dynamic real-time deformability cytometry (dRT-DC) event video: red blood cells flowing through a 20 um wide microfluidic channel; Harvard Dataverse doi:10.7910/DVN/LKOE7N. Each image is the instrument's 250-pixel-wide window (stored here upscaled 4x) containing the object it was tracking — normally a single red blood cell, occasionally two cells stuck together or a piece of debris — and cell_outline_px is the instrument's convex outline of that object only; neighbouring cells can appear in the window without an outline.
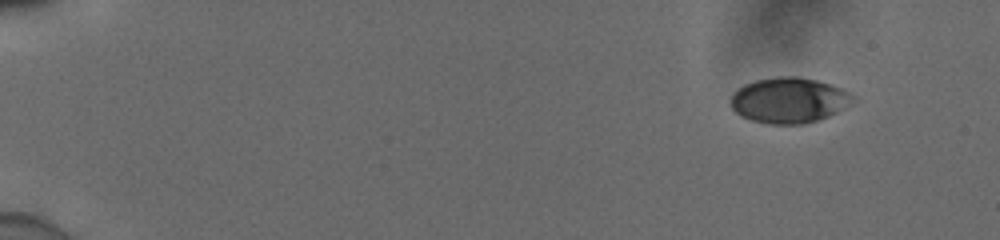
{"species": "human", "species_latin": "Homo sapiens", "temperature_condition": "cold", "stored_images_in_passage": 50, "camera_frame_rate_fps": 3000, "um_per_image_px": 0.085, "donor": {"sex": "male"}, "frame": {"image": 1, "passage_image": 1, "time_ms": 0.0, "image_size_px": [1000, 240], "cell_outline_px": [[860, 100], [828, 116], [804, 124], [768, 124], [752, 120], [740, 116], [732, 108], [732, 92], [744, 84], [756, 80], [780, 76], [796, 76], [816, 80], [840, 88], [856, 96]], "centroid_in_image_um": [67.09, 8.52], "position_along_channel_um": 17.9, "area_um2": 32.48}}
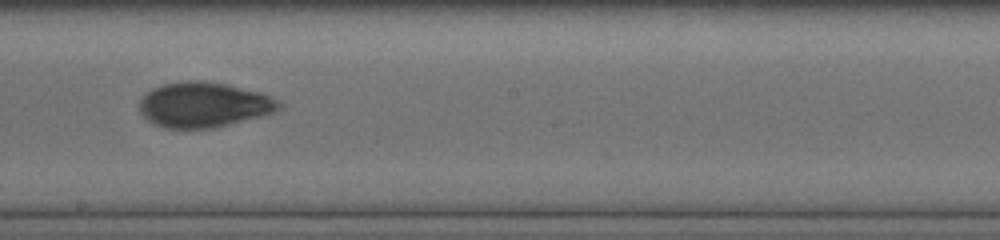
{"frame": {"image": 2, "passage_image": 29, "time_ms": 9.333, "image_size_px": [1000, 240], "cell_outline_px": [[284, 104], [280, 108], [272, 112], [260, 116], [212, 128], [164, 128], [152, 124], [140, 112], [140, 100], [152, 88], [164, 84], [184, 80], [204, 80], [224, 84], [260, 92], [280, 100]], "centroid_in_image_um": [17.31, 8.9], "position_along_channel_um": 230.9, "area_um2": 36.59}}
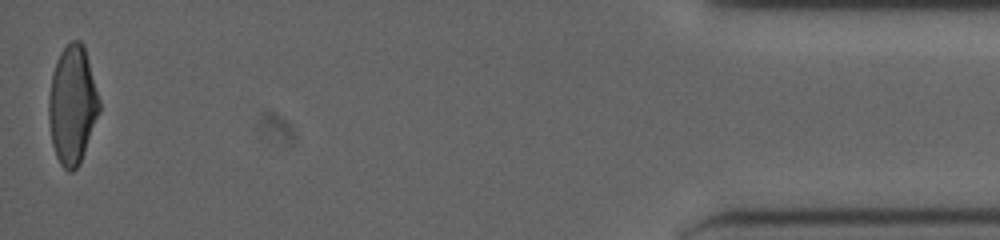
{"frame": {"image": 3, "passage_image": 50, "time_ms": 16.333, "image_size_px": [1000, 240], "cell_outline_px": [[100, 112], [80, 164], [72, 172], [68, 172], [60, 164], [56, 156], [52, 144], [48, 120], [48, 96], [52, 72], [56, 60], [60, 52], [72, 40], [80, 40], [84, 44], [100, 100]], "centroid_in_image_um": [6.15, 8.93], "position_along_channel_um": 429.1, "area_um2": 35.32}, "authors_computed_cell_mechanics": {"area_um2": 35.2002, "velocity_mm_per_s": 3.919, "shape_relaxation_time_tau1_ms": 4.2912, "shape_relaxation_time_tau2_ms": 1.642, "deformation_change_tau1": 0.1658, "deformation_change_tau2": 0.0622}}